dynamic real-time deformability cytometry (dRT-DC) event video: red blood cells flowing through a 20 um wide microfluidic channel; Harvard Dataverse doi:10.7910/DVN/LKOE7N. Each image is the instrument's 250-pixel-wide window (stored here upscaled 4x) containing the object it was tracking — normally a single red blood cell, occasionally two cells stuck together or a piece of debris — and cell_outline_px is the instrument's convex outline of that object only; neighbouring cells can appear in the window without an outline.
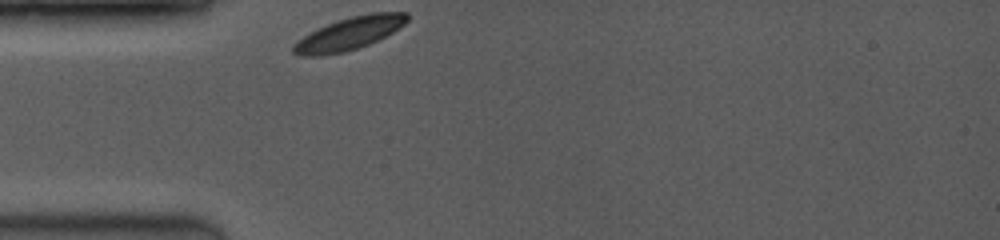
{"species": "common noctule bat (a hibernating species)", "species_latin": "Nyctalus noctula", "temperature_condition": "room temperature", "stored_images_in_passage": 1, "camera_frame_rate_fps": 3500, "um_per_image_px": 0.085, "animal": {"sex": "female", "body_mass_g": 19.0, "forearm_length_mm": 53.3}, "frame": {"image": 1, "passage_image": 1, "time_ms": 0.0, "image_size_px": [1000, 240], "cell_outline_px": [[408, 20], [404, 24], [392, 32], [368, 44], [344, 52], [320, 56], [304, 56], [292, 52], [292, 44], [304, 36], [328, 24], [352, 16], [368, 12], [408, 12]], "centroid_in_image_um": [29.69, 2.85], "position_along_channel_um": 55.3, "area_um2": 21.27}}